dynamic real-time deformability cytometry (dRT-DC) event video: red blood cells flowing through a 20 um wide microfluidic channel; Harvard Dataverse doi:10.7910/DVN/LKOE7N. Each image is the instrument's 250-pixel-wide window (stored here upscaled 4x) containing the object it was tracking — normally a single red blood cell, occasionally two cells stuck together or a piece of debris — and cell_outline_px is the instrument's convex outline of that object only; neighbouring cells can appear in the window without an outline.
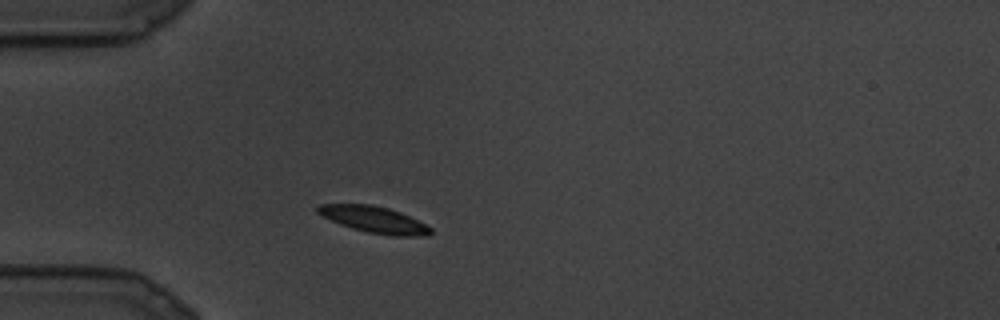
{"species": "common noctule bat (a hibernating species)", "species_latin": "Nyctalus noctula", "temperature_condition": "cold", "stored_images_in_passage": 7, "camera_frame_rate_fps": 3000, "um_per_image_px": 0.085, "animal": {"sex": "male", "body_mass_g": 19.5, "forearm_length_mm": 54.6}, "frame": {"image": 1, "passage_image": 3, "time_ms": 0.667, "image_size_px": [1000, 320], "cell_outline_px": [[432, 232], [428, 236], [392, 236], [368, 232], [352, 228], [340, 224], [316, 212], [316, 208], [320, 204], [368, 204], [388, 208], [400, 212], [432, 228]], "centroid_in_image_um": [31.81, 18.67], "position_along_channel_um": 53.2, "area_um2": 17.17}}
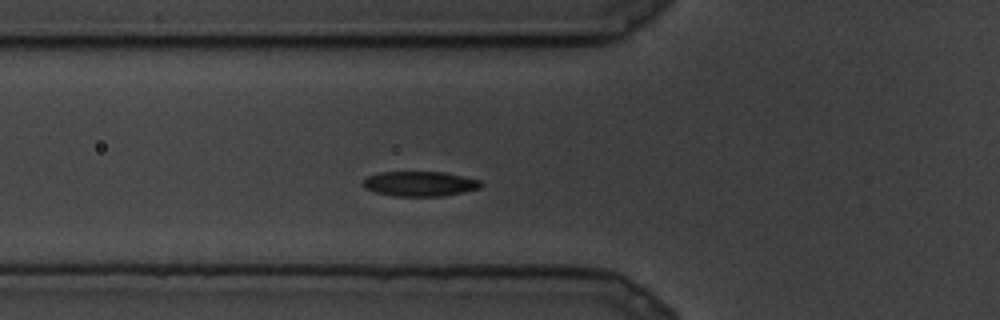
{"frame": {"image": 2, "passage_image": 5, "time_ms": 1.333, "image_size_px": [1000, 320], "cell_outline_px": [[484, 184], [480, 188], [464, 192], [440, 196], [392, 196], [376, 192], [364, 188], [364, 180], [368, 176], [380, 172], [444, 172], [480, 180]], "centroid_in_image_um": [35.71, 15.62], "position_along_channel_um": 90.1, "area_um2": 17.05}}
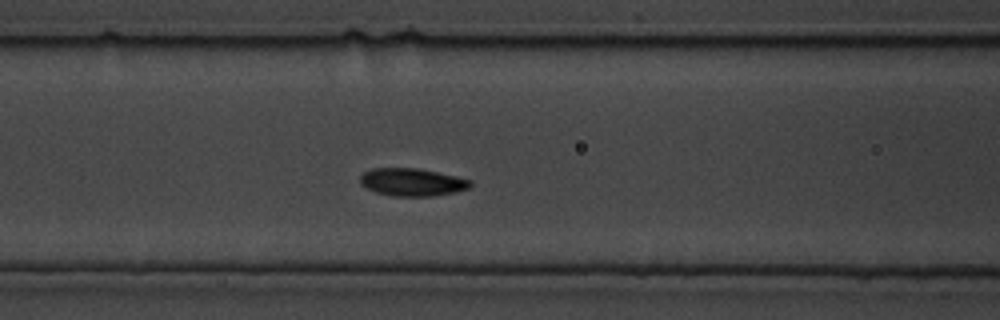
{"frame": {"image": 3, "passage_image": 7, "time_ms": 2.0, "image_size_px": [1000, 320], "cell_outline_px": [[472, 184], [468, 188], [456, 192], [432, 196], [396, 196], [376, 192], [360, 184], [360, 176], [364, 172], [372, 168], [420, 168], [456, 176], [472, 180]], "centroid_in_image_um": [35.05, 15.47], "position_along_channel_um": 131.6, "area_um2": 17.8}}